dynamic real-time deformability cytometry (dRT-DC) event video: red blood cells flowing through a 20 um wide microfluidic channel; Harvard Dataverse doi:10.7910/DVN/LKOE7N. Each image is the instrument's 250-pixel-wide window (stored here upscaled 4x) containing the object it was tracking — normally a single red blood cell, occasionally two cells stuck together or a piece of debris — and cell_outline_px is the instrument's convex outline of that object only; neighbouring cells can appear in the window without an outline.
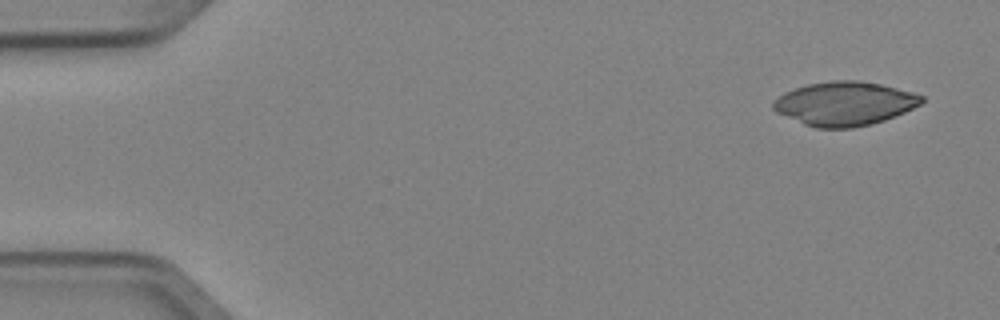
{"species": "Egyptian fruit bat (a non-hibernating species)", "species_latin": "Rousettus aegyptiacus", "temperature_condition": "cold", "stored_images_in_passage": 5, "camera_frame_rate_fps": 3000, "um_per_image_px": 0.085, "animal": {"sex": "female"}, "frame": {"image": 1, "passage_image": 1, "time_ms": 0.0, "image_size_px": [1000, 320], "cell_outline_px": [[924, 100], [920, 104], [904, 112], [884, 120], [872, 124], [852, 128], [816, 128], [804, 124], [776, 112], [772, 108], [772, 104], [784, 92], [808, 84], [832, 80], [856, 80], [880, 84], [912, 92], [924, 96]], "centroid_in_image_um": [71.79, 8.81], "position_along_channel_um": 13.2, "area_um2": 37.69}}